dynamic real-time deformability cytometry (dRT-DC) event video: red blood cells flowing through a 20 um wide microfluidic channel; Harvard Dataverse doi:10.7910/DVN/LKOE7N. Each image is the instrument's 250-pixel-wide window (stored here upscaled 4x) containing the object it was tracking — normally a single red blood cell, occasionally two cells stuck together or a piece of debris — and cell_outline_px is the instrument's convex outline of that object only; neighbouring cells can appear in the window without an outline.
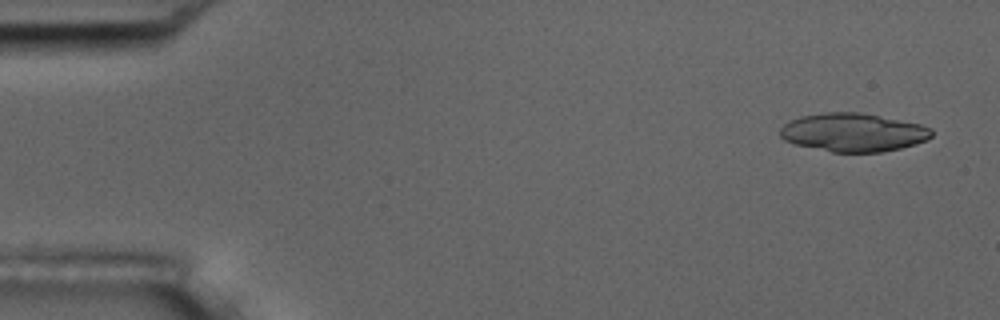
{"species": "common noctule bat (a hibernating species)", "species_latin": "Nyctalus noctula", "temperature_condition": "room temperature", "stored_images_in_passage": 5, "camera_frame_rate_fps": 3000, "um_per_image_px": 0.085, "animal": {"sex": "male", "body_mass_g": 17.5, "forearm_length_mm": 52.3}, "frame": {"image": 1, "passage_image": 1, "time_ms": 0.0, "image_size_px": [1000, 320], "cell_outline_px": [[932, 136], [928, 140], [916, 144], [900, 148], [880, 152], [832, 152], [796, 144], [784, 140], [780, 136], [780, 128], [788, 120], [800, 116], [824, 112], [860, 112], [920, 124], [932, 128]], "centroid_in_image_um": [72.52, 11.25], "position_along_channel_um": 12.5, "area_um2": 33.99}}